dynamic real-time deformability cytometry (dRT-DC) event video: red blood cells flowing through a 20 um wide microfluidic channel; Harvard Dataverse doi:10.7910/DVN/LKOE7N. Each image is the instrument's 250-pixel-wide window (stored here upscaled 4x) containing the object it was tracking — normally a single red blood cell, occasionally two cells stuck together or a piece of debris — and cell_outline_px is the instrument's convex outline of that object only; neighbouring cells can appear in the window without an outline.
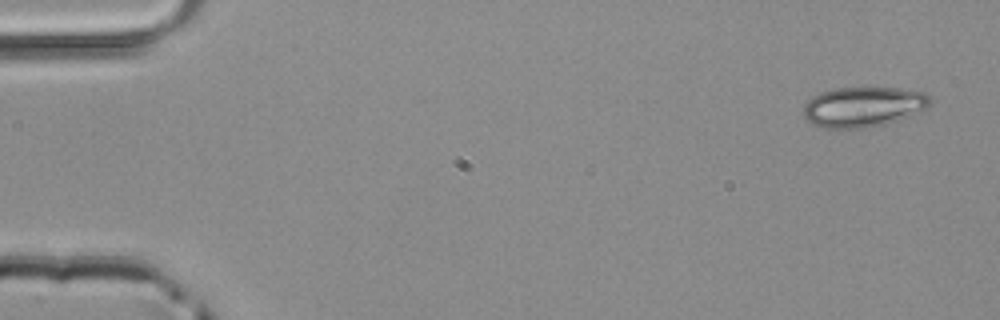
{"species": "common noctule bat (a hibernating species)", "species_latin": "Nyctalus noctula", "temperature_condition": "room temperature", "stored_images_in_passage": 48, "camera_frame_rate_fps": 3000, "um_per_image_px": 0.085, "animal": {"sex": "male", "body_mass_g": 20.4}, "frame": {"image": 1, "passage_image": 1, "time_ms": 0.0, "image_size_px": [1000, 320], "cell_outline_px": [[932, 104], [924, 108], [896, 120], [884, 124], [864, 128], [824, 128], [812, 124], [804, 116], [804, 104], [812, 96], [820, 92], [836, 88], [900, 88], [924, 92], [932, 96]], "centroid_in_image_um": [73.36, 9.07], "position_along_channel_um": 11.6, "area_um2": 29.48}}
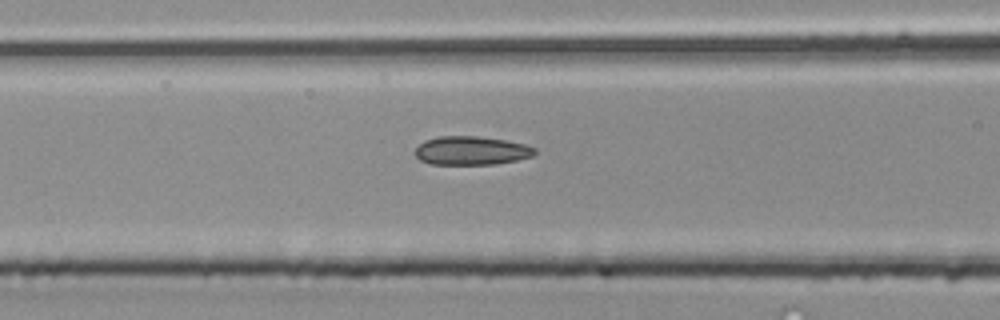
{"frame": {"image": 2, "passage_image": 19, "time_ms": 6.0, "image_size_px": [1000, 320], "cell_outline_px": [[536, 152], [532, 156], [516, 160], [496, 164], [432, 164], [420, 160], [416, 156], [416, 148], [424, 140], [440, 136], [476, 136], [504, 140], [524, 144], [536, 148]], "centroid_in_image_um": [40.06, 12.8], "position_along_channel_um": 126.5, "area_um2": 19.83}}
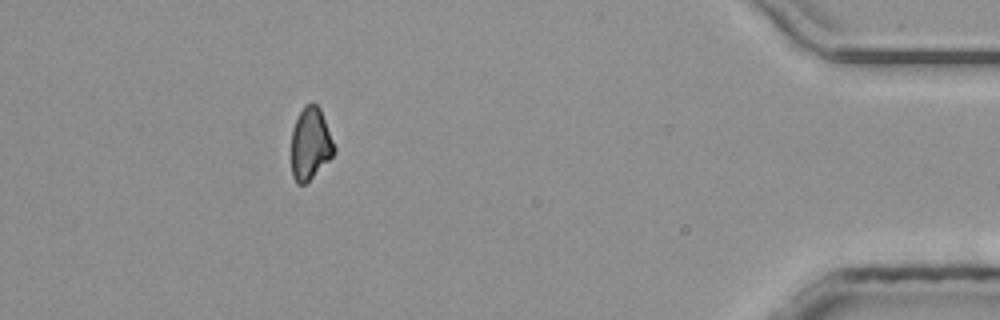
{"frame": {"image": 3, "passage_image": 43, "time_ms": 14.0, "image_size_px": [1000, 320], "cell_outline_px": [[336, 152], [304, 184], [296, 184], [292, 176], [292, 128], [304, 104], [316, 104], [320, 108], [336, 148]], "centroid_in_image_um": [26.37, 12.2], "position_along_channel_um": 408.8, "area_um2": 17.74}}